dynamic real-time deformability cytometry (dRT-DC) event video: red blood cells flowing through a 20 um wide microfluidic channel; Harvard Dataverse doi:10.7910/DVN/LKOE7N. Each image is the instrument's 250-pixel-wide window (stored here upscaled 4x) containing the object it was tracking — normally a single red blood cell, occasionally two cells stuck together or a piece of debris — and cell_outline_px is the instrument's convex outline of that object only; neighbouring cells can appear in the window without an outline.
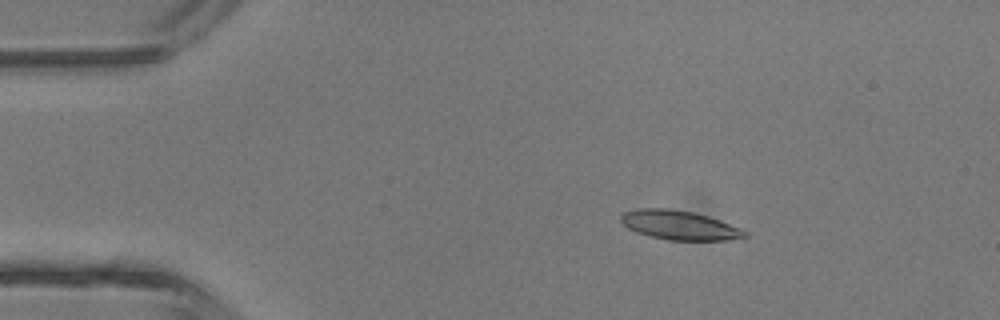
{"species": "common noctule bat (a hibernating species)", "species_latin": "Nyctalus noctula", "temperature_condition": "room temperature", "stored_images_in_passage": 3, "camera_frame_rate_fps": 3000, "um_per_image_px": 0.085, "animal": {"sex": "male", "body_mass_g": 13.3}, "frame": {"image": 1, "passage_image": 2, "time_ms": 1.0, "image_size_px": [1000, 320], "cell_outline_px": [[748, 236], [728, 240], [668, 240], [648, 236], [636, 232], [628, 228], [620, 220], [620, 216], [624, 212], [636, 208], [668, 208], [692, 212], [708, 216], [720, 220], [740, 228], [748, 232]], "centroid_in_image_um": [57.73, 19.14], "position_along_channel_um": 27.3, "area_um2": 21.15}}